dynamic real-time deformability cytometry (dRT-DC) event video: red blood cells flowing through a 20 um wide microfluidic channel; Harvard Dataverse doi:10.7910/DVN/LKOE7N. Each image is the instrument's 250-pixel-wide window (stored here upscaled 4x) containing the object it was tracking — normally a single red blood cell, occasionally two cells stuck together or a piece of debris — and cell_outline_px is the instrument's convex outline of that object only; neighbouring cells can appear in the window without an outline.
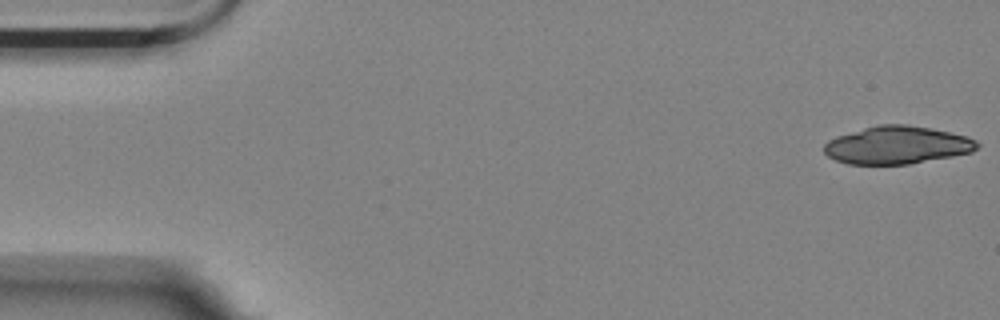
{"species": "Egyptian fruit bat (a non-hibernating species)", "species_latin": "Rousettus aegyptiacus", "temperature_condition": "room temperature", "stored_images_in_passage": 18, "camera_frame_rate_fps": 3000, "um_per_image_px": 0.085, "animal": {"sex": "female"}, "frame": {"image": 1, "passage_image": 1, "time_ms": 0.0, "image_size_px": [1000, 320], "cell_outline_px": [[980, 144], [972, 152], [952, 156], [908, 164], [848, 164], [836, 160], [828, 156], [824, 152], [824, 144], [828, 140], [836, 136], [864, 128], [880, 124], [908, 124], [968, 136], [976, 140]], "centroid_in_image_um": [76.24, 12.33], "position_along_channel_um": 8.8, "area_um2": 33.52}}